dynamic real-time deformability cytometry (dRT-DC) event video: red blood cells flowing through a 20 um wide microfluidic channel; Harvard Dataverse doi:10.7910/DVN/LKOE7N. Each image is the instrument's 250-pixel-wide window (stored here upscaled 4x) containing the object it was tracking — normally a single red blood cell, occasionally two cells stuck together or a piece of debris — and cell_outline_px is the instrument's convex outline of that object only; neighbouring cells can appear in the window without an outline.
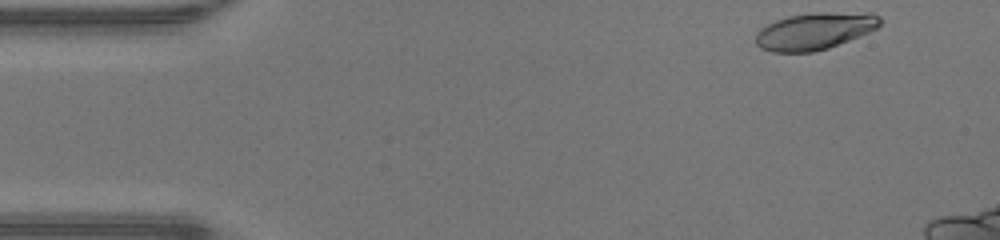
{"species": "human", "species_latin": "Homo sapiens", "temperature_condition": "warm", "stored_images_in_passage": 40, "camera_frame_rate_fps": 3000, "um_per_image_px": 0.085, "donor": {"sex": "male"}, "frame": {"image": 1, "passage_image": 1, "time_ms": 0.0, "image_size_px": [1000, 240], "cell_outline_px": [[880, 24], [876, 28], [868, 32], [828, 48], [812, 52], [772, 52], [760, 48], [756, 44], [756, 32], [760, 28], [776, 20], [788, 16], [812, 12], [872, 12], [880, 16]], "centroid_in_image_um": [69.24, 2.62], "position_along_channel_um": 15.8, "area_um2": 26.88}}
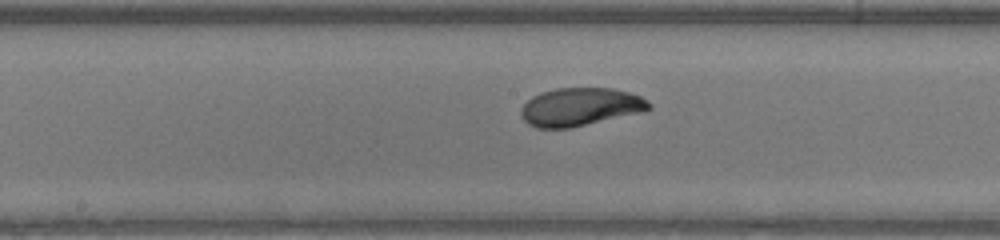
{"frame": {"image": 2, "passage_image": 21, "time_ms": 6.667, "image_size_px": [1000, 240], "cell_outline_px": [[652, 108], [640, 112], [568, 128], [536, 128], [528, 124], [520, 116], [520, 112], [524, 104], [532, 96], [540, 92], [556, 88], [612, 88], [628, 92], [640, 96], [648, 100], [652, 104]], "centroid_in_image_um": [49.29, 9.07], "position_along_channel_um": 198.9, "area_um2": 28.26}}
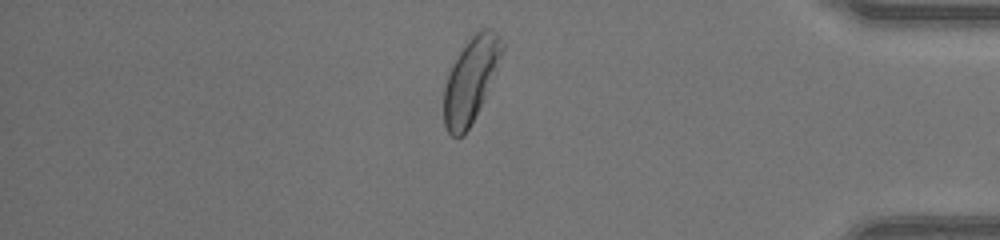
{"frame": {"image": 3, "passage_image": 37, "time_ms": 12.0, "image_size_px": [1000, 240], "cell_outline_px": [[504, 48], [484, 96], [464, 136], [452, 136], [448, 132], [444, 124], [444, 88], [448, 72], [464, 40], [480, 28], [492, 28], [496, 32], [504, 44]], "centroid_in_image_um": [39.97, 6.7], "position_along_channel_um": 395.2, "area_um2": 28.32}, "authors_computed_cell_mechanics": {"area_um2": 28.1775, "velocity_mm_per_s": 4.3458, "shape_relaxation_time_tau1_ms": 3.2756, "shape_relaxation_time_tau2_ms": 1.1956, "deformation_change_tau1": 0.17, "deformation_change_tau2": 0.0495}}